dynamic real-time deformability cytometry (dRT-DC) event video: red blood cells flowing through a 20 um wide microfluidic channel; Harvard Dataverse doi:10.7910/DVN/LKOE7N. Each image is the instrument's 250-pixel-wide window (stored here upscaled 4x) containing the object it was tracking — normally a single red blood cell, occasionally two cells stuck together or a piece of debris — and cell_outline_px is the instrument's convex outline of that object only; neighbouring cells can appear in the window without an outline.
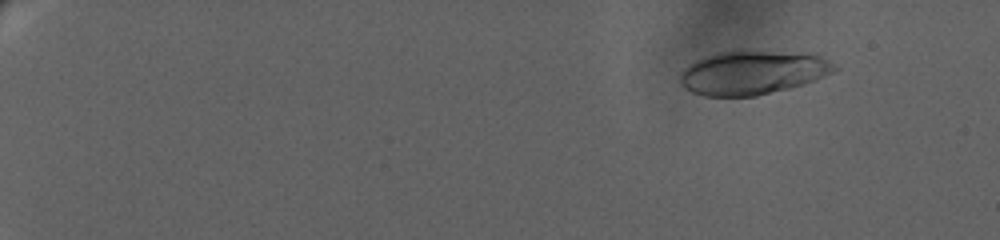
{"species": "human", "species_latin": "Homo sapiens", "temperature_condition": "warm", "stored_images_in_passage": 9, "camera_frame_rate_fps": 3000, "um_per_image_px": 0.085, "donor": {"sex": "female"}, "frame": {"image": 1, "passage_image": 2, "time_ms": 1.333, "image_size_px": [1000, 240], "cell_outline_px": [[840, 68], [816, 80], [804, 84], [756, 96], [704, 96], [692, 92], [684, 88], [680, 84], [676, 76], [684, 68], [696, 60], [720, 52], [740, 48], [756, 48], [820, 56], [836, 64]], "centroid_in_image_um": [63.94, 6.14], "position_along_channel_um": 21.1, "area_um2": 40.29}}
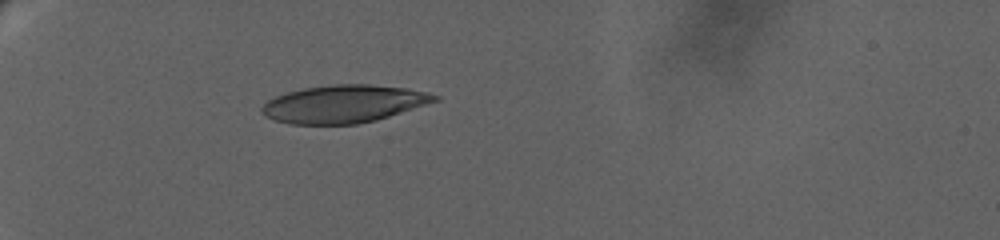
{"frame": {"image": 2, "passage_image": 7, "time_ms": 7.0, "image_size_px": [1000, 240], "cell_outline_px": [[440, 100], [376, 120], [356, 124], [288, 124], [264, 116], [260, 108], [268, 100], [276, 96], [288, 92], [304, 88], [332, 84], [368, 84], [408, 88], [440, 96]], "centroid_in_image_um": [29.22, 8.83], "position_along_channel_um": 55.8, "area_um2": 37.86}}
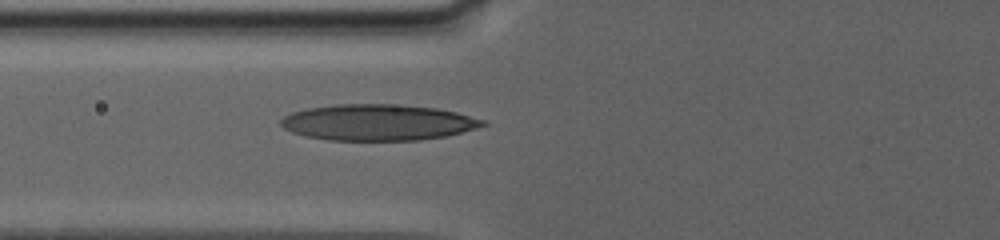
{"frame": {"image": 3, "passage_image": 9, "time_ms": 9.333, "image_size_px": [1000, 240], "cell_outline_px": [[488, 124], [448, 136], [420, 140], [328, 140], [308, 136], [292, 132], [284, 128], [280, 124], [280, 120], [284, 116], [292, 112], [308, 108], [332, 104], [388, 104], [436, 108], [456, 112], [484, 120]], "centroid_in_image_um": [32.1, 10.4], "position_along_channel_um": 93.7, "area_um2": 42.31}}